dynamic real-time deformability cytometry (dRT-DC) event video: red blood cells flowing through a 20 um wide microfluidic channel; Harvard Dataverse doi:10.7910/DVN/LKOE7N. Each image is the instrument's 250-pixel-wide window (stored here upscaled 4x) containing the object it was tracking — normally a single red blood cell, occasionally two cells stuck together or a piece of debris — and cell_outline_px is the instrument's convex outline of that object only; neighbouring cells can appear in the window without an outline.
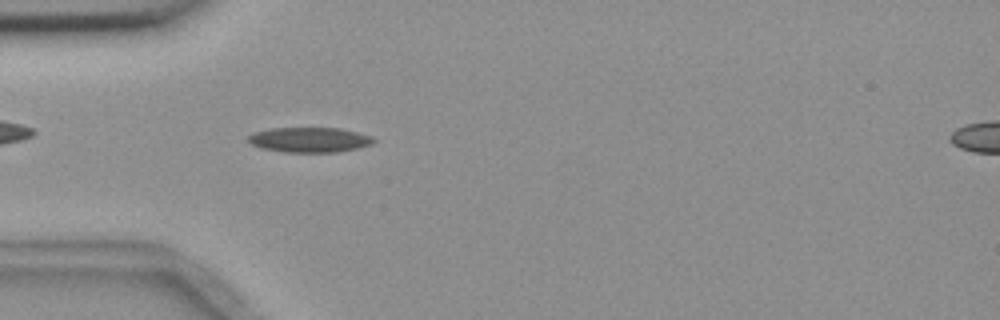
{"species": "common noctule bat (a hibernating species)", "species_latin": "Nyctalus noctula", "temperature_condition": "room temperature", "stored_images_in_passage": 4, "camera_frame_rate_fps": 3000, "um_per_image_px": 0.085, "animal": {"sex": "female", "body_mass_g": 18.4}, "frame": {"image": 1, "passage_image": 4, "time_ms": 3.667, "image_size_px": [1000, 320], "cell_outline_px": [[376, 140], [372, 144], [356, 148], [336, 152], [284, 152], [260, 148], [252, 144], [248, 140], [248, 136], [252, 132], [272, 128], [340, 128], [372, 136]], "centroid_in_image_um": [26.29, 11.88], "position_along_channel_um": 58.7, "area_um2": 18.26}}